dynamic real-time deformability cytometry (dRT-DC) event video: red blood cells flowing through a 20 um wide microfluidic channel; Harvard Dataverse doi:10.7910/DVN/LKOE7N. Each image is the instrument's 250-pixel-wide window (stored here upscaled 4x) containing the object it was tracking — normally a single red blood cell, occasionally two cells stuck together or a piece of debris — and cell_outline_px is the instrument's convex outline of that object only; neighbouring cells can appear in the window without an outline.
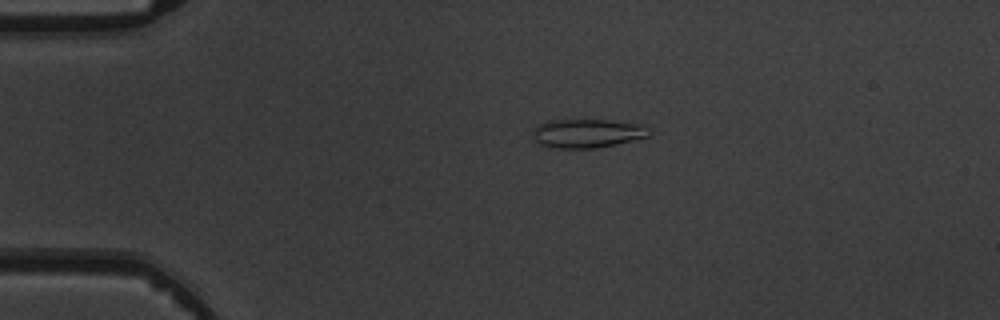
{"species": "common noctule bat (a hibernating species)", "species_latin": "Nyctalus noctula", "temperature_condition": "warm", "stored_images_in_passage": 3, "camera_frame_rate_fps": 3000, "um_per_image_px": 0.085, "animal": {"sex": "male", "body_mass_g": 19.5, "forearm_length_mm": 54.6}, "frame": {"image": 1, "passage_image": 2, "time_ms": 1.333, "image_size_px": [1000, 320], "cell_outline_px": [[652, 136], [616, 144], [596, 148], [556, 148], [540, 144], [536, 140], [532, 132], [532, 128], [536, 124], [544, 120], [608, 120], [644, 124], [652, 132]], "centroid_in_image_um": [49.94, 11.32], "position_along_channel_um": 35.1, "area_um2": 19.88}}